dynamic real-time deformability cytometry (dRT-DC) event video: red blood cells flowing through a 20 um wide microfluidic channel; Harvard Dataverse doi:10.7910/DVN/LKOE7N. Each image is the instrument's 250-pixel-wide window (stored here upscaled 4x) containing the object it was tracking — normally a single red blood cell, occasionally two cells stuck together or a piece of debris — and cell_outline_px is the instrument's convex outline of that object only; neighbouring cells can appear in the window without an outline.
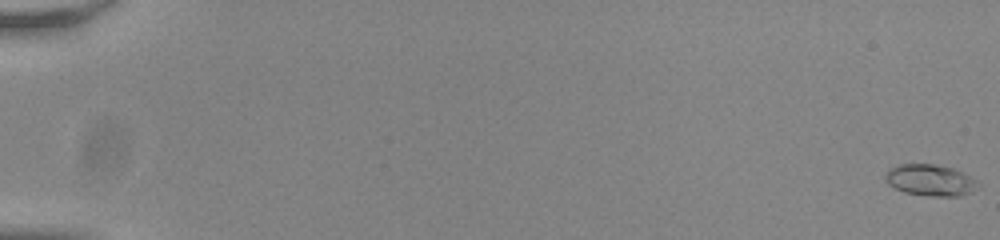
{"species": "common noctule bat (a hibernating species)", "species_latin": "Nyctalus noctula", "temperature_condition": "room temperature", "stored_images_in_passage": 56, "camera_frame_rate_fps": 3000, "um_per_image_px": 0.085, "animal": {"sex": "male", "body_mass_g": 20.0, "forearm_length_mm": 53.3}, "frame": {"image": 1, "passage_image": 1, "time_ms": 0.0, "image_size_px": [1000, 240], "cell_outline_px": [[980, 184], [972, 192], [960, 196], [932, 196], [904, 192], [888, 184], [884, 176], [888, 168], [900, 164], [932, 164], [952, 168], [964, 172], [976, 180]], "centroid_in_image_um": [79.08, 15.31], "position_along_channel_um": 5.9, "area_um2": 16.99}}
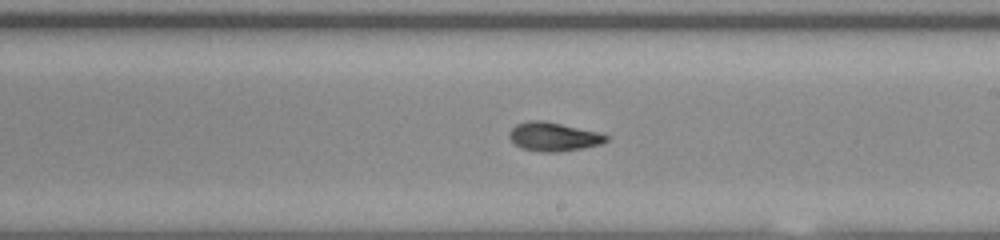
{"frame": {"image": 2, "passage_image": 35, "time_ms": 11.333, "image_size_px": [1000, 240], "cell_outline_px": [[608, 140], [600, 144], [584, 148], [556, 152], [544, 152], [520, 148], [508, 136], [508, 132], [516, 124], [528, 120], [544, 120], [596, 132], [608, 136]], "centroid_in_image_um": [47.01, 11.62], "position_along_channel_um": 242.0, "area_um2": 16.13}}
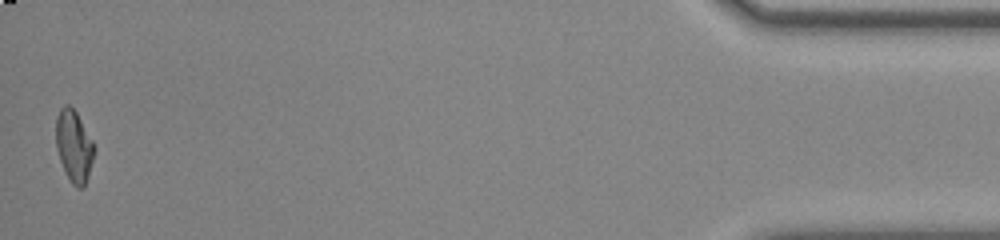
{"frame": {"image": 3, "passage_image": 56, "time_ms": 18.333, "image_size_px": [1000, 240], "cell_outline_px": [[96, 148], [88, 176], [84, 188], [76, 188], [72, 184], [60, 160], [56, 148], [56, 116], [60, 108], [64, 104], [68, 104], [76, 112], [92, 140]], "centroid_in_image_um": [6.28, 12.41], "position_along_channel_um": 428.9, "area_um2": 15.95}, "authors_computed_cell_mechanics": {"area_um2": 16.0684, "velocity_mm_per_s": 3.8227, "shape_relaxation_time_tau1_ms": 4.8402, "shape_relaxation_time_tau2_ms": 2.2524, "deformation_change_tau1": 0.1832, "deformation_change_tau2": 0.0577}}